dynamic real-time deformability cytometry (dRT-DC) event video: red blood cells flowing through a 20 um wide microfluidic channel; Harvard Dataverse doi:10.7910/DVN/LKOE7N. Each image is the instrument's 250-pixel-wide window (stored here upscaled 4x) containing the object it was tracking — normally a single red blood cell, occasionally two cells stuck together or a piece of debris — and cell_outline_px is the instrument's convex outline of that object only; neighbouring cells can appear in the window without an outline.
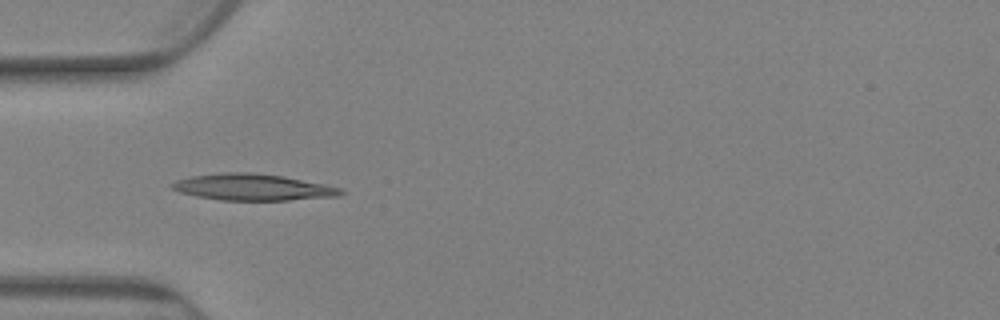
{"species": "Egyptian fruit bat (a non-hibernating species)", "species_latin": "Rousettus aegyptiacus", "temperature_condition": "warm", "stored_images_in_passage": 57, "camera_frame_rate_fps": 3000, "um_per_image_px": 0.085, "animal": {"sex": "female"}, "frame": {"image": 1, "passage_image": 1, "time_ms": 0.0, "image_size_px": [1000, 320], "cell_outline_px": [[344, 192], [340, 196], [288, 200], [220, 200], [196, 196], [180, 192], [172, 188], [168, 184], [176, 180], [188, 176], [224, 172], [252, 172], [280, 176], [340, 188]], "centroid_in_image_um": [21.39, 15.91], "position_along_channel_um": 63.6, "area_um2": 25.78}}
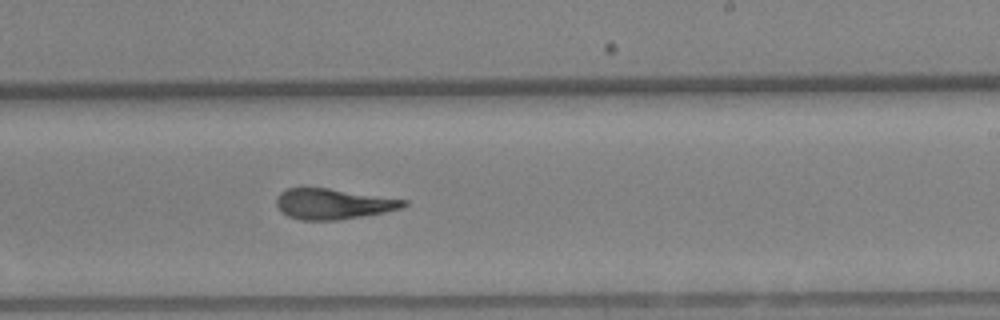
{"frame": {"image": 2, "passage_image": 25, "time_ms": 8.0, "image_size_px": [1000, 320], "cell_outline_px": [[408, 204], [404, 208], [384, 212], [336, 220], [300, 220], [288, 216], [276, 204], [276, 200], [280, 192], [288, 188], [328, 188], [408, 200]], "centroid_in_image_um": [28.35, 17.33], "position_along_channel_um": 260.7, "area_um2": 22.43}}
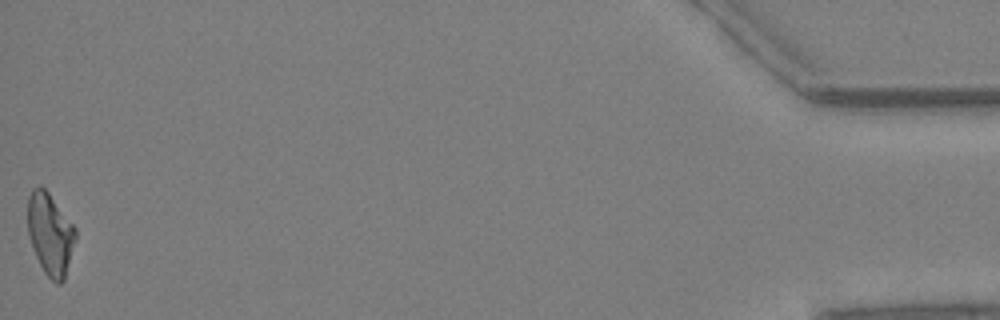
{"frame": {"image": 3, "passage_image": 57, "time_ms": 18.667, "image_size_px": [1000, 320], "cell_outline_px": [[76, 236], [64, 280], [60, 284], [56, 284], [44, 272], [36, 256], [28, 232], [28, 196], [32, 188], [40, 184], [48, 192], [76, 228]], "centroid_in_image_um": [4.26, 19.87], "position_along_channel_um": 430.9, "area_um2": 22.54}, "authors_computed_cell_mechanics": {"area_um2": 23.0622, "velocity_mm_per_s": 2.4981, "shape_relaxation_time_tau1_ms": null, "shape_relaxation_time_tau2_ms": 4.0487, "deformation_change_tau1": null, "deformation_change_tau2": 0.1196}}